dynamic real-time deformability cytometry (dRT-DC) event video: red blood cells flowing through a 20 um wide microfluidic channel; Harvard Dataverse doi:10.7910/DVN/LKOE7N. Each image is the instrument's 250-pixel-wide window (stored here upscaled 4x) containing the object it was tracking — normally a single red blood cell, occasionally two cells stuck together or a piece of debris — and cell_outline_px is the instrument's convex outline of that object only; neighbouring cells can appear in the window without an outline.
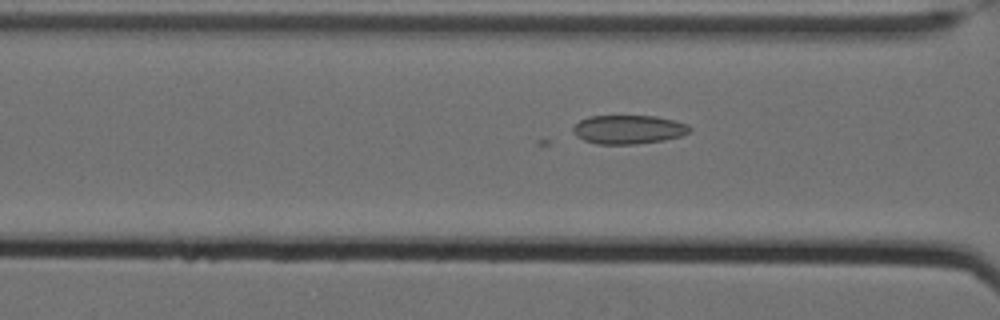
{"species": "Egyptian fruit bat (a non-hibernating species)", "species_latin": "Rousettus aegyptiacus", "temperature_condition": "cold", "stored_images_in_passage": 13, "camera_frame_rate_fps": 3000, "um_per_image_px": 0.085, "animal": {"sex": "female"}, "frame": {"image": 1, "passage_image": 10, "time_ms": 3.0, "image_size_px": [1000, 320], "cell_outline_px": [[692, 128], [688, 132], [680, 136], [664, 140], [636, 144], [596, 144], [584, 140], [576, 136], [572, 132], [572, 128], [580, 120], [588, 116], [656, 116], [676, 120], [688, 124]], "centroid_in_image_um": [53.42, 11.0], "position_along_channel_um": 113.2, "area_um2": 19.71}}